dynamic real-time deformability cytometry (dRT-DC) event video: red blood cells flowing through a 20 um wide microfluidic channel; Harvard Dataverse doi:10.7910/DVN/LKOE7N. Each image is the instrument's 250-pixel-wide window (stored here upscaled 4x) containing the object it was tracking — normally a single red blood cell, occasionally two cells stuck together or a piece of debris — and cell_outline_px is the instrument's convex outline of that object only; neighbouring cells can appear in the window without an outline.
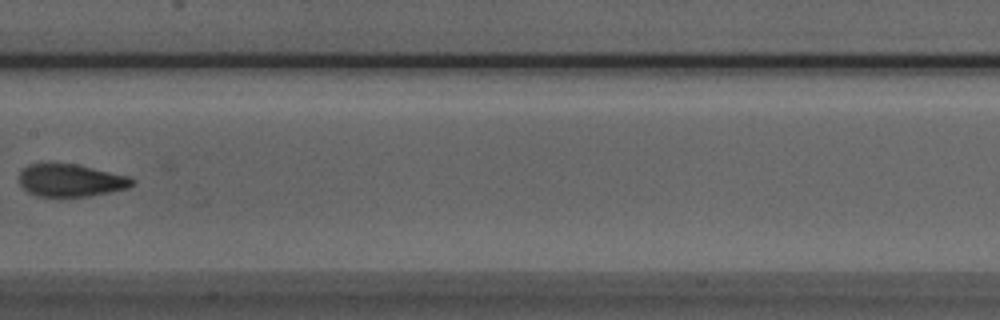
{"species": "Egyptian fruit bat (a non-hibernating species)", "species_latin": "Rousettus aegyptiacus", "temperature_condition": "room temperature", "stored_images_in_passage": 7, "camera_frame_rate_fps": 3000, "um_per_image_px": 0.085, "animal": {"sex": "male"}, "frame": {"image": 1, "passage_image": 6, "time_ms": 1.667, "image_size_px": [1000, 320], "cell_outline_px": [[136, 180], [128, 188], [88, 196], [36, 196], [28, 192], [20, 184], [20, 172], [28, 164], [76, 164], [128, 176]], "centroid_in_image_um": [6.01, 15.33], "position_along_channel_um": 201.4, "area_um2": 21.1}}
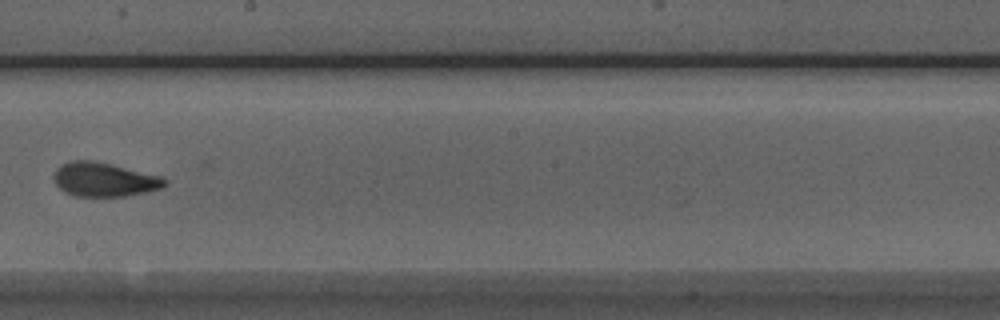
{"frame": {"image": 2, "passage_image": 7, "time_ms": 2.0, "image_size_px": [1000, 320], "cell_outline_px": [[168, 180], [164, 188], [124, 196], [76, 196], [64, 192], [56, 184], [52, 176], [56, 168], [60, 164], [68, 160], [88, 160], [112, 164], [160, 176]], "centroid_in_image_um": [8.82, 15.25], "position_along_channel_um": 239.4, "area_um2": 22.08}}